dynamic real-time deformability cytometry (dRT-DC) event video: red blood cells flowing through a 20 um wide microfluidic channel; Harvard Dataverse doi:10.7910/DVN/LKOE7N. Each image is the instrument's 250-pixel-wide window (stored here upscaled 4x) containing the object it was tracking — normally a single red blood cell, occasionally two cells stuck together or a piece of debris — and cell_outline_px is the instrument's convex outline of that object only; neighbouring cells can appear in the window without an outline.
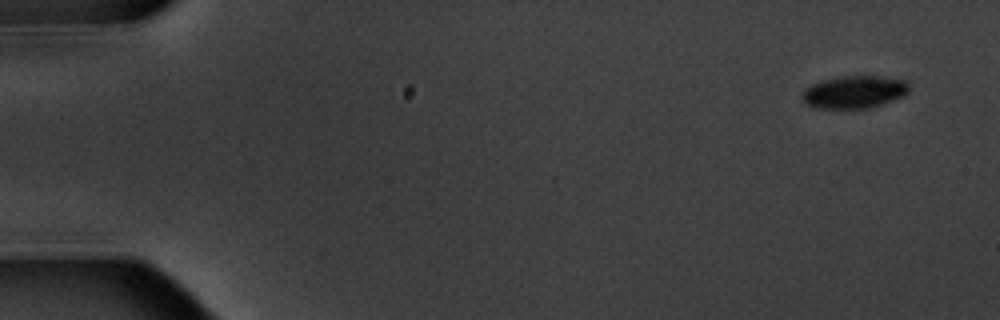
{"species": "common noctule bat (a hibernating species)", "species_latin": "Nyctalus noctula", "temperature_condition": "warm", "stored_images_in_passage": 15, "camera_frame_rate_fps": 3000, "um_per_image_px": 0.085, "animal": {"sex": "male", "body_mass_g": 20.1, "forearm_length_mm": 53.5}, "frame": {"image": 1, "passage_image": 1, "time_ms": 0.0, "image_size_px": [1000, 320], "cell_outline_px": [[908, 92], [904, 96], [872, 108], [816, 108], [804, 104], [800, 96], [804, 88], [820, 80], [840, 76], [880, 76], [908, 80]], "centroid_in_image_um": [72.58, 7.82], "position_along_channel_um": 12.4, "area_um2": 20.69}}
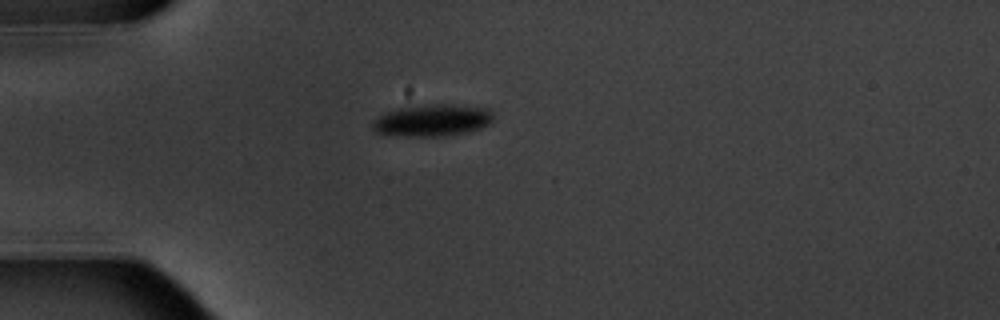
{"frame": {"image": 2, "passage_image": 4, "time_ms": 4.333, "image_size_px": [1000, 320], "cell_outline_px": [[492, 120], [488, 124], [480, 128], [468, 132], [448, 136], [404, 136], [376, 132], [372, 128], [372, 120], [388, 112], [400, 108], [424, 104], [452, 104], [488, 108], [492, 112]], "centroid_in_image_um": [36.77, 10.22], "position_along_channel_um": 48.2, "area_um2": 22.43}}
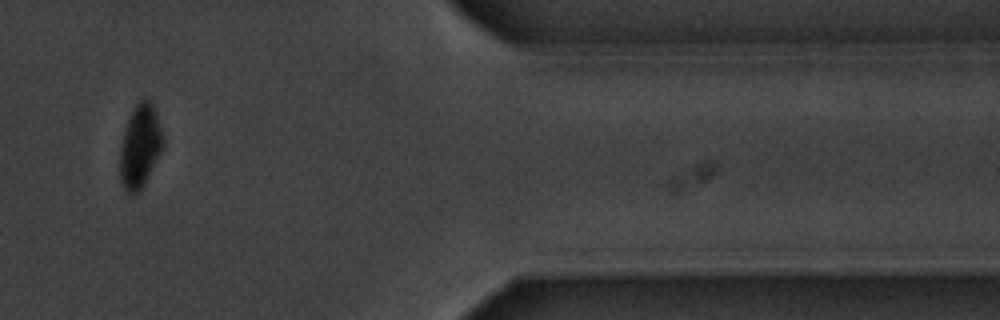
{"frame": {"image": 3, "passage_image": 13, "time_ms": 15.667, "image_size_px": [1000, 320], "cell_outline_px": [[164, 148], [140, 192], [132, 196], [124, 192], [120, 180], [120, 148], [128, 116], [132, 108], [140, 100], [148, 100], [152, 104], [156, 112], [164, 136]], "centroid_in_image_um": [11.91, 12.49], "position_along_channel_um": 399.5, "area_um2": 21.39}, "authors_computed_cell_mechanics": {"area_um2": 22.4264, "velocity_mm_per_s": 3.5295, "shape_relaxation_time_tau1_ms": 1.7982, "shape_relaxation_time_tau2_ms": null, "deformation_change_tau1": 0.1367, "deformation_change_tau2": null}}